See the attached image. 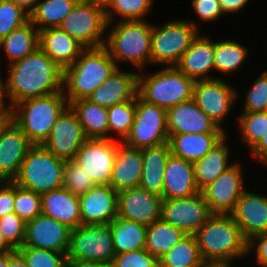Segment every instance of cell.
I'll return each mask as SVG.
<instances>
[{
  "label": "cell",
  "mask_w": 267,
  "mask_h": 267,
  "mask_svg": "<svg viewBox=\"0 0 267 267\" xmlns=\"http://www.w3.org/2000/svg\"><path fill=\"white\" fill-rule=\"evenodd\" d=\"M194 235L203 261L233 262L247 257L248 241L229 214H212Z\"/></svg>",
  "instance_id": "cell-3"
},
{
  "label": "cell",
  "mask_w": 267,
  "mask_h": 267,
  "mask_svg": "<svg viewBox=\"0 0 267 267\" xmlns=\"http://www.w3.org/2000/svg\"><path fill=\"white\" fill-rule=\"evenodd\" d=\"M79 0H39L30 21L39 30L59 27Z\"/></svg>",
  "instance_id": "cell-39"
},
{
  "label": "cell",
  "mask_w": 267,
  "mask_h": 267,
  "mask_svg": "<svg viewBox=\"0 0 267 267\" xmlns=\"http://www.w3.org/2000/svg\"><path fill=\"white\" fill-rule=\"evenodd\" d=\"M15 249L6 241L3 234L0 231V253L7 251H14Z\"/></svg>",
  "instance_id": "cell-60"
},
{
  "label": "cell",
  "mask_w": 267,
  "mask_h": 267,
  "mask_svg": "<svg viewBox=\"0 0 267 267\" xmlns=\"http://www.w3.org/2000/svg\"><path fill=\"white\" fill-rule=\"evenodd\" d=\"M110 267H159V260L146 249L116 254Z\"/></svg>",
  "instance_id": "cell-48"
},
{
  "label": "cell",
  "mask_w": 267,
  "mask_h": 267,
  "mask_svg": "<svg viewBox=\"0 0 267 267\" xmlns=\"http://www.w3.org/2000/svg\"><path fill=\"white\" fill-rule=\"evenodd\" d=\"M71 229L43 213L26 223L23 246L67 253Z\"/></svg>",
  "instance_id": "cell-18"
},
{
  "label": "cell",
  "mask_w": 267,
  "mask_h": 267,
  "mask_svg": "<svg viewBox=\"0 0 267 267\" xmlns=\"http://www.w3.org/2000/svg\"><path fill=\"white\" fill-rule=\"evenodd\" d=\"M39 48L63 70L72 65L86 49L60 27L39 31Z\"/></svg>",
  "instance_id": "cell-26"
},
{
  "label": "cell",
  "mask_w": 267,
  "mask_h": 267,
  "mask_svg": "<svg viewBox=\"0 0 267 267\" xmlns=\"http://www.w3.org/2000/svg\"><path fill=\"white\" fill-rule=\"evenodd\" d=\"M256 78L245 95L242 112L267 111V70Z\"/></svg>",
  "instance_id": "cell-45"
},
{
  "label": "cell",
  "mask_w": 267,
  "mask_h": 267,
  "mask_svg": "<svg viewBox=\"0 0 267 267\" xmlns=\"http://www.w3.org/2000/svg\"><path fill=\"white\" fill-rule=\"evenodd\" d=\"M226 133H182L169 135L171 154L194 163L203 158Z\"/></svg>",
  "instance_id": "cell-31"
},
{
  "label": "cell",
  "mask_w": 267,
  "mask_h": 267,
  "mask_svg": "<svg viewBox=\"0 0 267 267\" xmlns=\"http://www.w3.org/2000/svg\"><path fill=\"white\" fill-rule=\"evenodd\" d=\"M238 89L224 79L197 80L193 88L196 105L225 132L224 122L239 98ZM223 125V126H222Z\"/></svg>",
  "instance_id": "cell-12"
},
{
  "label": "cell",
  "mask_w": 267,
  "mask_h": 267,
  "mask_svg": "<svg viewBox=\"0 0 267 267\" xmlns=\"http://www.w3.org/2000/svg\"><path fill=\"white\" fill-rule=\"evenodd\" d=\"M29 20L12 1L0 0V40Z\"/></svg>",
  "instance_id": "cell-46"
},
{
  "label": "cell",
  "mask_w": 267,
  "mask_h": 267,
  "mask_svg": "<svg viewBox=\"0 0 267 267\" xmlns=\"http://www.w3.org/2000/svg\"><path fill=\"white\" fill-rule=\"evenodd\" d=\"M95 184L88 174L73 160H67L64 167L63 187L74 195L88 192Z\"/></svg>",
  "instance_id": "cell-44"
},
{
  "label": "cell",
  "mask_w": 267,
  "mask_h": 267,
  "mask_svg": "<svg viewBox=\"0 0 267 267\" xmlns=\"http://www.w3.org/2000/svg\"><path fill=\"white\" fill-rule=\"evenodd\" d=\"M250 156L258 163L267 166V133L262 139L250 150Z\"/></svg>",
  "instance_id": "cell-52"
},
{
  "label": "cell",
  "mask_w": 267,
  "mask_h": 267,
  "mask_svg": "<svg viewBox=\"0 0 267 267\" xmlns=\"http://www.w3.org/2000/svg\"><path fill=\"white\" fill-rule=\"evenodd\" d=\"M4 78L1 76V72H0V108L2 107H9V104H6V95H5V80H3ZM7 105V106H6Z\"/></svg>",
  "instance_id": "cell-59"
},
{
  "label": "cell",
  "mask_w": 267,
  "mask_h": 267,
  "mask_svg": "<svg viewBox=\"0 0 267 267\" xmlns=\"http://www.w3.org/2000/svg\"><path fill=\"white\" fill-rule=\"evenodd\" d=\"M41 205L40 194L15 184L14 213H16L22 220L27 223L41 214Z\"/></svg>",
  "instance_id": "cell-43"
},
{
  "label": "cell",
  "mask_w": 267,
  "mask_h": 267,
  "mask_svg": "<svg viewBox=\"0 0 267 267\" xmlns=\"http://www.w3.org/2000/svg\"><path fill=\"white\" fill-rule=\"evenodd\" d=\"M117 152V140L88 138L73 161L91 177L95 185H110Z\"/></svg>",
  "instance_id": "cell-13"
},
{
  "label": "cell",
  "mask_w": 267,
  "mask_h": 267,
  "mask_svg": "<svg viewBox=\"0 0 267 267\" xmlns=\"http://www.w3.org/2000/svg\"><path fill=\"white\" fill-rule=\"evenodd\" d=\"M78 197L82 224H110L117 217L118 192L110 185H95Z\"/></svg>",
  "instance_id": "cell-19"
},
{
  "label": "cell",
  "mask_w": 267,
  "mask_h": 267,
  "mask_svg": "<svg viewBox=\"0 0 267 267\" xmlns=\"http://www.w3.org/2000/svg\"><path fill=\"white\" fill-rule=\"evenodd\" d=\"M66 267H110V265L99 261H86L80 259H67Z\"/></svg>",
  "instance_id": "cell-55"
},
{
  "label": "cell",
  "mask_w": 267,
  "mask_h": 267,
  "mask_svg": "<svg viewBox=\"0 0 267 267\" xmlns=\"http://www.w3.org/2000/svg\"><path fill=\"white\" fill-rule=\"evenodd\" d=\"M42 213L52 217L71 230L82 224L79 197L64 187L41 195Z\"/></svg>",
  "instance_id": "cell-28"
},
{
  "label": "cell",
  "mask_w": 267,
  "mask_h": 267,
  "mask_svg": "<svg viewBox=\"0 0 267 267\" xmlns=\"http://www.w3.org/2000/svg\"><path fill=\"white\" fill-rule=\"evenodd\" d=\"M138 74L117 68L87 99L106 108L133 100L138 91Z\"/></svg>",
  "instance_id": "cell-24"
},
{
  "label": "cell",
  "mask_w": 267,
  "mask_h": 267,
  "mask_svg": "<svg viewBox=\"0 0 267 267\" xmlns=\"http://www.w3.org/2000/svg\"><path fill=\"white\" fill-rule=\"evenodd\" d=\"M136 111V97L120 104L107 108L108 112V139L123 142L129 135L134 122ZM115 132V133H114ZM115 134L118 136L116 139Z\"/></svg>",
  "instance_id": "cell-40"
},
{
  "label": "cell",
  "mask_w": 267,
  "mask_h": 267,
  "mask_svg": "<svg viewBox=\"0 0 267 267\" xmlns=\"http://www.w3.org/2000/svg\"><path fill=\"white\" fill-rule=\"evenodd\" d=\"M243 169V165L238 159L201 191L213 214H230L234 209L241 194L246 190Z\"/></svg>",
  "instance_id": "cell-15"
},
{
  "label": "cell",
  "mask_w": 267,
  "mask_h": 267,
  "mask_svg": "<svg viewBox=\"0 0 267 267\" xmlns=\"http://www.w3.org/2000/svg\"><path fill=\"white\" fill-rule=\"evenodd\" d=\"M234 262L204 261L200 267H233Z\"/></svg>",
  "instance_id": "cell-58"
},
{
  "label": "cell",
  "mask_w": 267,
  "mask_h": 267,
  "mask_svg": "<svg viewBox=\"0 0 267 267\" xmlns=\"http://www.w3.org/2000/svg\"><path fill=\"white\" fill-rule=\"evenodd\" d=\"M162 197L142 187L118 192L117 216L146 226L161 219Z\"/></svg>",
  "instance_id": "cell-17"
},
{
  "label": "cell",
  "mask_w": 267,
  "mask_h": 267,
  "mask_svg": "<svg viewBox=\"0 0 267 267\" xmlns=\"http://www.w3.org/2000/svg\"><path fill=\"white\" fill-rule=\"evenodd\" d=\"M65 163L45 146L32 145L13 182L42 195L63 187Z\"/></svg>",
  "instance_id": "cell-7"
},
{
  "label": "cell",
  "mask_w": 267,
  "mask_h": 267,
  "mask_svg": "<svg viewBox=\"0 0 267 267\" xmlns=\"http://www.w3.org/2000/svg\"><path fill=\"white\" fill-rule=\"evenodd\" d=\"M250 49L236 40L224 39L214 42V66L221 75L232 76L247 60ZM244 62V63H243ZM230 74V75H229Z\"/></svg>",
  "instance_id": "cell-35"
},
{
  "label": "cell",
  "mask_w": 267,
  "mask_h": 267,
  "mask_svg": "<svg viewBox=\"0 0 267 267\" xmlns=\"http://www.w3.org/2000/svg\"><path fill=\"white\" fill-rule=\"evenodd\" d=\"M117 68L104 46L86 48L72 65L63 70V92L68 104L87 99Z\"/></svg>",
  "instance_id": "cell-4"
},
{
  "label": "cell",
  "mask_w": 267,
  "mask_h": 267,
  "mask_svg": "<svg viewBox=\"0 0 267 267\" xmlns=\"http://www.w3.org/2000/svg\"><path fill=\"white\" fill-rule=\"evenodd\" d=\"M25 230L26 222L14 212L0 218V231L15 250L23 246Z\"/></svg>",
  "instance_id": "cell-47"
},
{
  "label": "cell",
  "mask_w": 267,
  "mask_h": 267,
  "mask_svg": "<svg viewBox=\"0 0 267 267\" xmlns=\"http://www.w3.org/2000/svg\"><path fill=\"white\" fill-rule=\"evenodd\" d=\"M67 259L99 261L111 265L115 257L110 224H81L71 230Z\"/></svg>",
  "instance_id": "cell-11"
},
{
  "label": "cell",
  "mask_w": 267,
  "mask_h": 267,
  "mask_svg": "<svg viewBox=\"0 0 267 267\" xmlns=\"http://www.w3.org/2000/svg\"><path fill=\"white\" fill-rule=\"evenodd\" d=\"M141 149L117 141V152L110 186L117 192L139 186L142 175Z\"/></svg>",
  "instance_id": "cell-27"
},
{
  "label": "cell",
  "mask_w": 267,
  "mask_h": 267,
  "mask_svg": "<svg viewBox=\"0 0 267 267\" xmlns=\"http://www.w3.org/2000/svg\"><path fill=\"white\" fill-rule=\"evenodd\" d=\"M199 192L193 163L170 154L164 169L162 199L187 198Z\"/></svg>",
  "instance_id": "cell-25"
},
{
  "label": "cell",
  "mask_w": 267,
  "mask_h": 267,
  "mask_svg": "<svg viewBox=\"0 0 267 267\" xmlns=\"http://www.w3.org/2000/svg\"><path fill=\"white\" fill-rule=\"evenodd\" d=\"M237 118L242 143L250 151L267 133V111L241 112Z\"/></svg>",
  "instance_id": "cell-41"
},
{
  "label": "cell",
  "mask_w": 267,
  "mask_h": 267,
  "mask_svg": "<svg viewBox=\"0 0 267 267\" xmlns=\"http://www.w3.org/2000/svg\"><path fill=\"white\" fill-rule=\"evenodd\" d=\"M186 235L183 230L159 219L147 226L145 249L159 260Z\"/></svg>",
  "instance_id": "cell-36"
},
{
  "label": "cell",
  "mask_w": 267,
  "mask_h": 267,
  "mask_svg": "<svg viewBox=\"0 0 267 267\" xmlns=\"http://www.w3.org/2000/svg\"><path fill=\"white\" fill-rule=\"evenodd\" d=\"M213 55L214 41L199 33L175 67L195 81L221 79L222 76L211 75L215 71Z\"/></svg>",
  "instance_id": "cell-23"
},
{
  "label": "cell",
  "mask_w": 267,
  "mask_h": 267,
  "mask_svg": "<svg viewBox=\"0 0 267 267\" xmlns=\"http://www.w3.org/2000/svg\"><path fill=\"white\" fill-rule=\"evenodd\" d=\"M69 106L64 92L22 100L10 107V119L33 145H42L57 118Z\"/></svg>",
  "instance_id": "cell-5"
},
{
  "label": "cell",
  "mask_w": 267,
  "mask_h": 267,
  "mask_svg": "<svg viewBox=\"0 0 267 267\" xmlns=\"http://www.w3.org/2000/svg\"><path fill=\"white\" fill-rule=\"evenodd\" d=\"M195 19L168 20L164 25L152 24L151 64L175 66L200 33Z\"/></svg>",
  "instance_id": "cell-8"
},
{
  "label": "cell",
  "mask_w": 267,
  "mask_h": 267,
  "mask_svg": "<svg viewBox=\"0 0 267 267\" xmlns=\"http://www.w3.org/2000/svg\"><path fill=\"white\" fill-rule=\"evenodd\" d=\"M12 1L28 18L35 13L39 0H10Z\"/></svg>",
  "instance_id": "cell-54"
},
{
  "label": "cell",
  "mask_w": 267,
  "mask_h": 267,
  "mask_svg": "<svg viewBox=\"0 0 267 267\" xmlns=\"http://www.w3.org/2000/svg\"><path fill=\"white\" fill-rule=\"evenodd\" d=\"M8 265V251L0 253V267H7Z\"/></svg>",
  "instance_id": "cell-61"
},
{
  "label": "cell",
  "mask_w": 267,
  "mask_h": 267,
  "mask_svg": "<svg viewBox=\"0 0 267 267\" xmlns=\"http://www.w3.org/2000/svg\"><path fill=\"white\" fill-rule=\"evenodd\" d=\"M255 252L257 267H267V231L248 240L247 255Z\"/></svg>",
  "instance_id": "cell-50"
},
{
  "label": "cell",
  "mask_w": 267,
  "mask_h": 267,
  "mask_svg": "<svg viewBox=\"0 0 267 267\" xmlns=\"http://www.w3.org/2000/svg\"><path fill=\"white\" fill-rule=\"evenodd\" d=\"M212 214L201 192L187 198L162 199L161 219L186 234H195Z\"/></svg>",
  "instance_id": "cell-14"
},
{
  "label": "cell",
  "mask_w": 267,
  "mask_h": 267,
  "mask_svg": "<svg viewBox=\"0 0 267 267\" xmlns=\"http://www.w3.org/2000/svg\"><path fill=\"white\" fill-rule=\"evenodd\" d=\"M115 254L145 249L147 226L116 217L110 223Z\"/></svg>",
  "instance_id": "cell-34"
},
{
  "label": "cell",
  "mask_w": 267,
  "mask_h": 267,
  "mask_svg": "<svg viewBox=\"0 0 267 267\" xmlns=\"http://www.w3.org/2000/svg\"><path fill=\"white\" fill-rule=\"evenodd\" d=\"M227 138L226 134L203 158L193 163L200 192L234 164V161L229 163L232 149L228 147Z\"/></svg>",
  "instance_id": "cell-30"
},
{
  "label": "cell",
  "mask_w": 267,
  "mask_h": 267,
  "mask_svg": "<svg viewBox=\"0 0 267 267\" xmlns=\"http://www.w3.org/2000/svg\"><path fill=\"white\" fill-rule=\"evenodd\" d=\"M87 139L79 119L68 106L57 118L48 138L42 145L56 157L67 161L74 159L77 151Z\"/></svg>",
  "instance_id": "cell-16"
},
{
  "label": "cell",
  "mask_w": 267,
  "mask_h": 267,
  "mask_svg": "<svg viewBox=\"0 0 267 267\" xmlns=\"http://www.w3.org/2000/svg\"><path fill=\"white\" fill-rule=\"evenodd\" d=\"M168 134L226 133L210 119L193 99L167 110Z\"/></svg>",
  "instance_id": "cell-22"
},
{
  "label": "cell",
  "mask_w": 267,
  "mask_h": 267,
  "mask_svg": "<svg viewBox=\"0 0 267 267\" xmlns=\"http://www.w3.org/2000/svg\"><path fill=\"white\" fill-rule=\"evenodd\" d=\"M195 80L175 66L162 67L156 72L138 74L137 95L147 103L168 110L193 98Z\"/></svg>",
  "instance_id": "cell-6"
},
{
  "label": "cell",
  "mask_w": 267,
  "mask_h": 267,
  "mask_svg": "<svg viewBox=\"0 0 267 267\" xmlns=\"http://www.w3.org/2000/svg\"><path fill=\"white\" fill-rule=\"evenodd\" d=\"M192 9L197 16V20L204 22L219 21L225 14L222 11L219 0H191Z\"/></svg>",
  "instance_id": "cell-49"
},
{
  "label": "cell",
  "mask_w": 267,
  "mask_h": 267,
  "mask_svg": "<svg viewBox=\"0 0 267 267\" xmlns=\"http://www.w3.org/2000/svg\"><path fill=\"white\" fill-rule=\"evenodd\" d=\"M248 241L267 231V195L245 190L229 214Z\"/></svg>",
  "instance_id": "cell-21"
},
{
  "label": "cell",
  "mask_w": 267,
  "mask_h": 267,
  "mask_svg": "<svg viewBox=\"0 0 267 267\" xmlns=\"http://www.w3.org/2000/svg\"><path fill=\"white\" fill-rule=\"evenodd\" d=\"M15 183L13 181H0V218L14 212Z\"/></svg>",
  "instance_id": "cell-51"
},
{
  "label": "cell",
  "mask_w": 267,
  "mask_h": 267,
  "mask_svg": "<svg viewBox=\"0 0 267 267\" xmlns=\"http://www.w3.org/2000/svg\"><path fill=\"white\" fill-rule=\"evenodd\" d=\"M7 267H28L23 256L17 251H8Z\"/></svg>",
  "instance_id": "cell-56"
},
{
  "label": "cell",
  "mask_w": 267,
  "mask_h": 267,
  "mask_svg": "<svg viewBox=\"0 0 267 267\" xmlns=\"http://www.w3.org/2000/svg\"><path fill=\"white\" fill-rule=\"evenodd\" d=\"M38 48L39 30L30 20L0 40V51L4 50L8 64L23 59Z\"/></svg>",
  "instance_id": "cell-33"
},
{
  "label": "cell",
  "mask_w": 267,
  "mask_h": 267,
  "mask_svg": "<svg viewBox=\"0 0 267 267\" xmlns=\"http://www.w3.org/2000/svg\"><path fill=\"white\" fill-rule=\"evenodd\" d=\"M7 67L5 95L9 107L25 99L63 91V69L40 48Z\"/></svg>",
  "instance_id": "cell-1"
},
{
  "label": "cell",
  "mask_w": 267,
  "mask_h": 267,
  "mask_svg": "<svg viewBox=\"0 0 267 267\" xmlns=\"http://www.w3.org/2000/svg\"><path fill=\"white\" fill-rule=\"evenodd\" d=\"M33 144L10 119L0 130V181H13Z\"/></svg>",
  "instance_id": "cell-20"
},
{
  "label": "cell",
  "mask_w": 267,
  "mask_h": 267,
  "mask_svg": "<svg viewBox=\"0 0 267 267\" xmlns=\"http://www.w3.org/2000/svg\"><path fill=\"white\" fill-rule=\"evenodd\" d=\"M152 24L148 20L107 23L104 47L118 68L127 62L143 72L151 65Z\"/></svg>",
  "instance_id": "cell-2"
},
{
  "label": "cell",
  "mask_w": 267,
  "mask_h": 267,
  "mask_svg": "<svg viewBox=\"0 0 267 267\" xmlns=\"http://www.w3.org/2000/svg\"><path fill=\"white\" fill-rule=\"evenodd\" d=\"M142 175L139 187L162 197L164 183V169L171 154L169 143L141 149Z\"/></svg>",
  "instance_id": "cell-29"
},
{
  "label": "cell",
  "mask_w": 267,
  "mask_h": 267,
  "mask_svg": "<svg viewBox=\"0 0 267 267\" xmlns=\"http://www.w3.org/2000/svg\"><path fill=\"white\" fill-rule=\"evenodd\" d=\"M69 107L76 114L87 138L108 139L107 108L89 99L71 101Z\"/></svg>",
  "instance_id": "cell-32"
},
{
  "label": "cell",
  "mask_w": 267,
  "mask_h": 267,
  "mask_svg": "<svg viewBox=\"0 0 267 267\" xmlns=\"http://www.w3.org/2000/svg\"><path fill=\"white\" fill-rule=\"evenodd\" d=\"M107 23L146 20L154 0H104ZM116 20V21H115Z\"/></svg>",
  "instance_id": "cell-38"
},
{
  "label": "cell",
  "mask_w": 267,
  "mask_h": 267,
  "mask_svg": "<svg viewBox=\"0 0 267 267\" xmlns=\"http://www.w3.org/2000/svg\"><path fill=\"white\" fill-rule=\"evenodd\" d=\"M169 140L167 110L136 96V111L129 135L123 143L143 149L167 143Z\"/></svg>",
  "instance_id": "cell-10"
},
{
  "label": "cell",
  "mask_w": 267,
  "mask_h": 267,
  "mask_svg": "<svg viewBox=\"0 0 267 267\" xmlns=\"http://www.w3.org/2000/svg\"><path fill=\"white\" fill-rule=\"evenodd\" d=\"M17 251L23 256L28 267H66L67 253L30 246L19 247Z\"/></svg>",
  "instance_id": "cell-42"
},
{
  "label": "cell",
  "mask_w": 267,
  "mask_h": 267,
  "mask_svg": "<svg viewBox=\"0 0 267 267\" xmlns=\"http://www.w3.org/2000/svg\"><path fill=\"white\" fill-rule=\"evenodd\" d=\"M219 3L226 16L227 14L241 12V10L248 5L249 0H219Z\"/></svg>",
  "instance_id": "cell-53"
},
{
  "label": "cell",
  "mask_w": 267,
  "mask_h": 267,
  "mask_svg": "<svg viewBox=\"0 0 267 267\" xmlns=\"http://www.w3.org/2000/svg\"><path fill=\"white\" fill-rule=\"evenodd\" d=\"M194 234H187L159 259V267H200L203 263Z\"/></svg>",
  "instance_id": "cell-37"
},
{
  "label": "cell",
  "mask_w": 267,
  "mask_h": 267,
  "mask_svg": "<svg viewBox=\"0 0 267 267\" xmlns=\"http://www.w3.org/2000/svg\"><path fill=\"white\" fill-rule=\"evenodd\" d=\"M85 48L102 47L107 21L101 0H79L59 26Z\"/></svg>",
  "instance_id": "cell-9"
},
{
  "label": "cell",
  "mask_w": 267,
  "mask_h": 267,
  "mask_svg": "<svg viewBox=\"0 0 267 267\" xmlns=\"http://www.w3.org/2000/svg\"><path fill=\"white\" fill-rule=\"evenodd\" d=\"M10 120V107L0 108V130Z\"/></svg>",
  "instance_id": "cell-57"
}]
</instances>
